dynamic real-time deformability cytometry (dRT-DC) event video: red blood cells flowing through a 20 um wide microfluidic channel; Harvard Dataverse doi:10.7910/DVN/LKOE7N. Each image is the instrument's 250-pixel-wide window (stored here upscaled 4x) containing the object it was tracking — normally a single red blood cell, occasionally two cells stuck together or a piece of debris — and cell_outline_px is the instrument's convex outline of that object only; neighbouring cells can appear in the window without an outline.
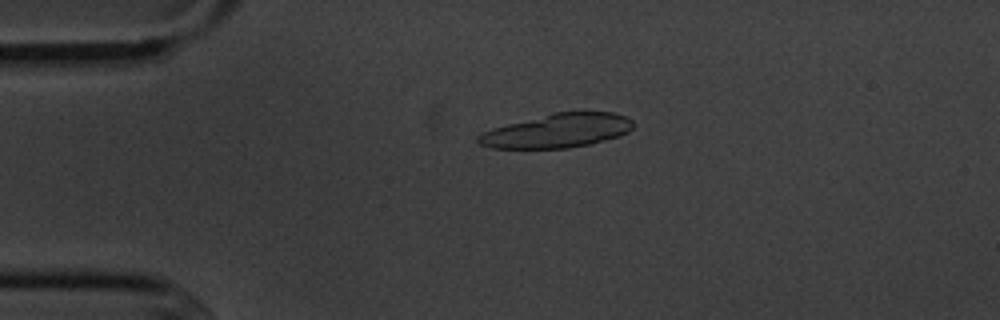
{"species": "common noctule bat (a hibernating species)", "species_latin": "Nyctalus noctula", "temperature_condition": "cold", "stored_images_in_passage": 4, "camera_frame_rate_fps": 3000, "um_per_image_px": 0.085, "animal": {"sex": "male", "body_mass_g": 20.1, "forearm_length_mm": 53.5}, "frame": {"image": 1, "passage_image": 3, "time_ms": 2.333, "image_size_px": [1000, 320], "cell_outline_px": [[636, 124], [628, 132], [620, 136], [588, 144], [568, 148], [492, 148], [480, 144], [476, 140], [476, 136], [492, 128], [552, 112], [612, 112], [624, 116], [632, 120]], "centroid_in_image_um": [47.38, 11.11], "position_along_channel_um": 37.6, "area_um2": 30.58}}